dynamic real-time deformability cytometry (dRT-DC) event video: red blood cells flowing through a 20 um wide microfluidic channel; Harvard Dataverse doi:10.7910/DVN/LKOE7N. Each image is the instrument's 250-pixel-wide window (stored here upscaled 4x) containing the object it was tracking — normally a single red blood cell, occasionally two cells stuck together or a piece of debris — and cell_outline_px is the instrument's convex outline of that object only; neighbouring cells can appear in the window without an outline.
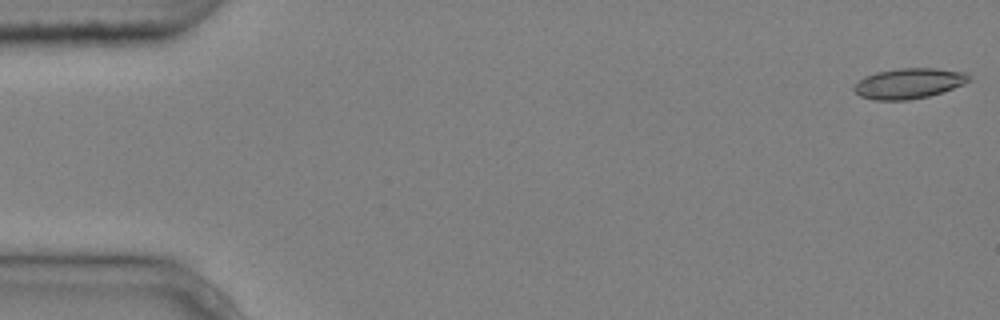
{"species": "common noctule bat (a hibernating species)", "species_latin": "Nyctalus noctula", "temperature_condition": "cold", "stored_images_in_passage": 5, "camera_frame_rate_fps": 3000, "um_per_image_px": 0.085, "animal": {"sex": "male", "body_mass_g": 20.4}, "frame": {"image": 1, "passage_image": 1, "time_ms": 0.0, "image_size_px": [1000, 320], "cell_outline_px": [[972, 80], [964, 84], [928, 96], [908, 100], [876, 100], [860, 96], [852, 88], [864, 76], [876, 72], [900, 68], [936, 68], [968, 72]], "centroid_in_image_um": [77.28, 7.07], "position_along_channel_um": 7.7, "area_um2": 20.35}}
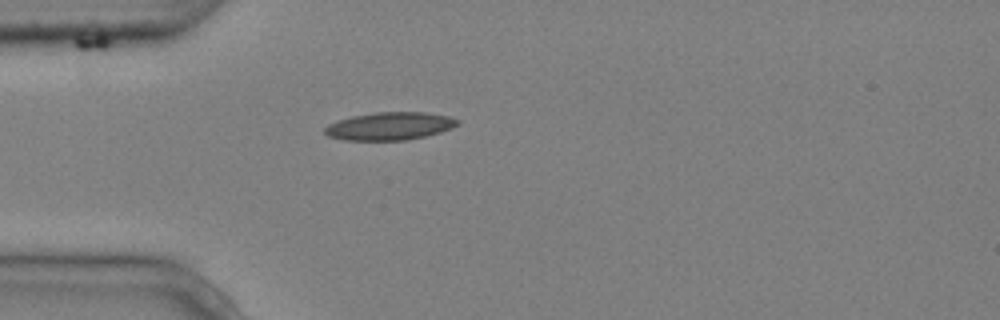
{"frame": {"image": 2, "passage_image": 5, "time_ms": 1.333, "image_size_px": [1000, 320], "cell_outline_px": [[460, 124], [452, 128], [440, 132], [424, 136], [404, 140], [344, 140], [328, 136], [324, 132], [324, 128], [328, 124], [352, 116], [372, 112], [424, 112], [448, 116], [460, 120]], "centroid_in_image_um": [33.13, 10.71], "position_along_channel_um": 51.9, "area_um2": 21.5}}